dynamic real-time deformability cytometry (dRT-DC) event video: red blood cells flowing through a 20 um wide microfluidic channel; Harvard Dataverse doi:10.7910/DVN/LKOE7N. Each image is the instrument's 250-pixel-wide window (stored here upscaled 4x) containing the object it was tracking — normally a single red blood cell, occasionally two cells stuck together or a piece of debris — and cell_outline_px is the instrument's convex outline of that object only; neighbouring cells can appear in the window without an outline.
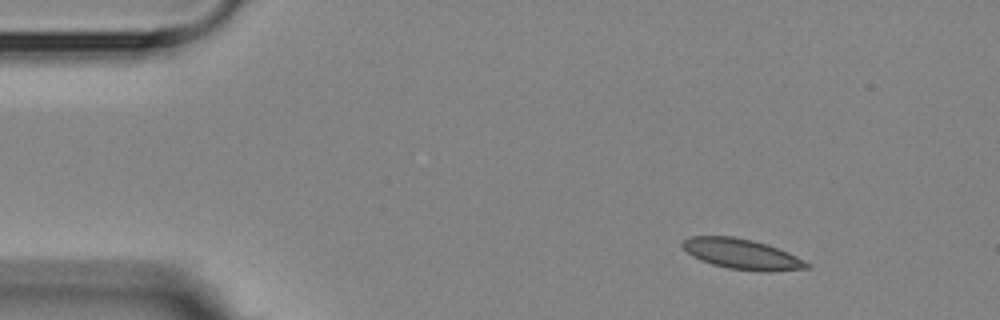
{"species": "Egyptian fruit bat (a non-hibernating species)", "species_latin": "Rousettus aegyptiacus", "temperature_condition": "room temperature", "stored_images_in_passage": 3, "camera_frame_rate_fps": 3000, "um_per_image_px": 0.085, "animal": {"sex": "female"}, "frame": {"image": 1, "passage_image": 1, "time_ms": 0.0, "image_size_px": [1000, 320], "cell_outline_px": [[812, 268], [772, 272], [760, 272], [728, 268], [712, 264], [700, 260], [692, 256], [680, 244], [684, 240], [692, 236], [732, 236], [752, 240], [776, 248], [796, 256], [812, 264]], "centroid_in_image_um": [63.09, 21.62], "position_along_channel_um": 21.9, "area_um2": 21.96}}